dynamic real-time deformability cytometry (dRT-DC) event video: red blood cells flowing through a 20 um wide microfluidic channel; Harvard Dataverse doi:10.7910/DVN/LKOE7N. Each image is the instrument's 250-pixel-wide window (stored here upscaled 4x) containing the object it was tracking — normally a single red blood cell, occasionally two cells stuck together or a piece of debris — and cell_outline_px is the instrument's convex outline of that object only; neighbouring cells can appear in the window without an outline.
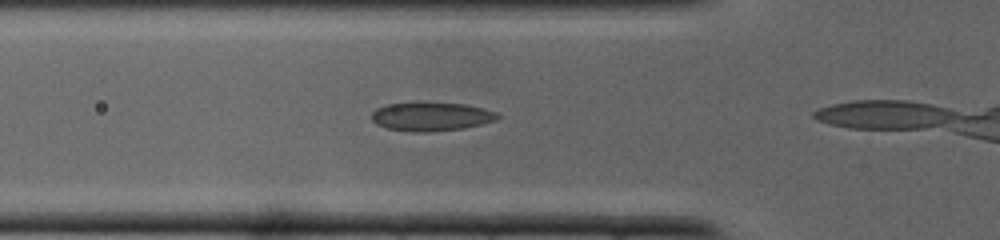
{"species": "common noctule bat (a hibernating species)", "species_latin": "Nyctalus noctula", "temperature_condition": "cold", "stored_images_in_passage": 6, "camera_frame_rate_fps": 3000, "um_per_image_px": 0.085, "animal": {"sex": "male", "body_mass_g": 19.0, "forearm_length_mm": 50.8}, "frame": {"image": 1, "passage_image": 5, "time_ms": 1.333, "image_size_px": [1000, 240], "cell_outline_px": [[500, 116], [496, 120], [464, 128], [428, 132], [412, 132], [388, 128], [376, 124], [372, 120], [372, 112], [376, 108], [388, 104], [464, 104], [484, 108], [500, 112]], "centroid_in_image_um": [36.69, 9.93], "position_along_channel_um": 89.1, "area_um2": 20.63}}